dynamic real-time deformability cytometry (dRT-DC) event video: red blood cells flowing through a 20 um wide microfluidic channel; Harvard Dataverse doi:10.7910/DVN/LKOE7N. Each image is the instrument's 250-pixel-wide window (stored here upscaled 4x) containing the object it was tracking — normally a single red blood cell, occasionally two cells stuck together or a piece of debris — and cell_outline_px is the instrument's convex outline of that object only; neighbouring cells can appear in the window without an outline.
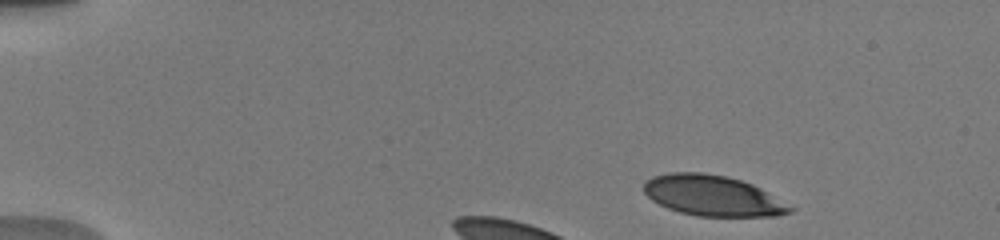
{"species": "human", "species_latin": "Homo sapiens", "temperature_condition": "warm", "stored_images_in_passage": 7, "camera_frame_rate_fps": 3000, "um_per_image_px": 0.085, "donor": {"sex": "male"}, "frame": {"image": 1, "passage_image": 1, "time_ms": 0.0, "image_size_px": [1000, 240], "cell_outline_px": [[796, 208], [792, 212], [776, 216], [696, 216], [680, 212], [668, 208], [652, 200], [644, 192], [644, 180], [652, 176], [668, 172], [704, 172], [728, 176], [752, 184], [760, 188]], "centroid_in_image_um": [60.57, 16.62], "position_along_channel_um": 24.4, "area_um2": 34.74}}
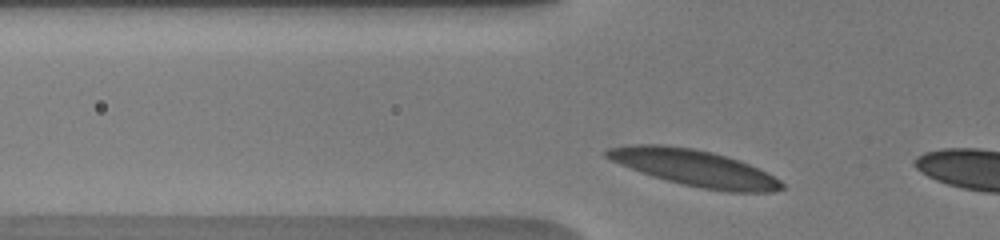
{"frame": {"image": 2, "passage_image": 5, "time_ms": 2.0, "image_size_px": [1000, 240], "cell_outline_px": [[784, 188], [772, 192], [728, 192], [704, 188], [684, 184], [652, 176], [620, 164], [604, 156], [600, 152], [608, 148], [628, 144], [660, 144], [692, 148], [712, 152], [748, 164], [780, 180], [784, 184]], "centroid_in_image_um": [58.97, 14.26], "position_along_channel_um": 66.8, "area_um2": 36.59}}